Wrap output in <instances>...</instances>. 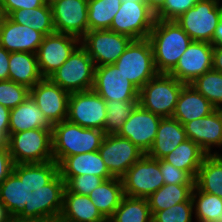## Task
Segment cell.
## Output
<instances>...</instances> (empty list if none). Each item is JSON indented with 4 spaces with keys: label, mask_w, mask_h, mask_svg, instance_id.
Returning <instances> with one entry per match:
<instances>
[{
    "label": "cell",
    "mask_w": 222,
    "mask_h": 222,
    "mask_svg": "<svg viewBox=\"0 0 222 222\" xmlns=\"http://www.w3.org/2000/svg\"><path fill=\"white\" fill-rule=\"evenodd\" d=\"M65 188L54 160L14 164L0 185V201L11 217L20 220H59Z\"/></svg>",
    "instance_id": "obj_1"
},
{
    "label": "cell",
    "mask_w": 222,
    "mask_h": 222,
    "mask_svg": "<svg viewBox=\"0 0 222 222\" xmlns=\"http://www.w3.org/2000/svg\"><path fill=\"white\" fill-rule=\"evenodd\" d=\"M148 40L153 51L155 69L169 74L191 43L188 34L175 20L156 19Z\"/></svg>",
    "instance_id": "obj_2"
},
{
    "label": "cell",
    "mask_w": 222,
    "mask_h": 222,
    "mask_svg": "<svg viewBox=\"0 0 222 222\" xmlns=\"http://www.w3.org/2000/svg\"><path fill=\"white\" fill-rule=\"evenodd\" d=\"M103 130L84 128L67 119L52 127L53 159L59 164L65 157L99 151Z\"/></svg>",
    "instance_id": "obj_3"
},
{
    "label": "cell",
    "mask_w": 222,
    "mask_h": 222,
    "mask_svg": "<svg viewBox=\"0 0 222 222\" xmlns=\"http://www.w3.org/2000/svg\"><path fill=\"white\" fill-rule=\"evenodd\" d=\"M7 146L14 164L43 163L53 159L52 129L9 134Z\"/></svg>",
    "instance_id": "obj_4"
},
{
    "label": "cell",
    "mask_w": 222,
    "mask_h": 222,
    "mask_svg": "<svg viewBox=\"0 0 222 222\" xmlns=\"http://www.w3.org/2000/svg\"><path fill=\"white\" fill-rule=\"evenodd\" d=\"M185 84L167 73H157L139 90V105L161 117H172Z\"/></svg>",
    "instance_id": "obj_5"
},
{
    "label": "cell",
    "mask_w": 222,
    "mask_h": 222,
    "mask_svg": "<svg viewBox=\"0 0 222 222\" xmlns=\"http://www.w3.org/2000/svg\"><path fill=\"white\" fill-rule=\"evenodd\" d=\"M95 68L87 50L80 44L49 79L69 93L91 90Z\"/></svg>",
    "instance_id": "obj_6"
},
{
    "label": "cell",
    "mask_w": 222,
    "mask_h": 222,
    "mask_svg": "<svg viewBox=\"0 0 222 222\" xmlns=\"http://www.w3.org/2000/svg\"><path fill=\"white\" fill-rule=\"evenodd\" d=\"M221 19L222 0H199L194 7L180 15L175 21L192 41L211 43Z\"/></svg>",
    "instance_id": "obj_7"
},
{
    "label": "cell",
    "mask_w": 222,
    "mask_h": 222,
    "mask_svg": "<svg viewBox=\"0 0 222 222\" xmlns=\"http://www.w3.org/2000/svg\"><path fill=\"white\" fill-rule=\"evenodd\" d=\"M114 65L139 90L158 73L148 38L132 40Z\"/></svg>",
    "instance_id": "obj_8"
},
{
    "label": "cell",
    "mask_w": 222,
    "mask_h": 222,
    "mask_svg": "<svg viewBox=\"0 0 222 222\" xmlns=\"http://www.w3.org/2000/svg\"><path fill=\"white\" fill-rule=\"evenodd\" d=\"M124 195L148 198L164 185L160 172V159L145 154L121 177Z\"/></svg>",
    "instance_id": "obj_9"
},
{
    "label": "cell",
    "mask_w": 222,
    "mask_h": 222,
    "mask_svg": "<svg viewBox=\"0 0 222 222\" xmlns=\"http://www.w3.org/2000/svg\"><path fill=\"white\" fill-rule=\"evenodd\" d=\"M156 21L155 14L144 2L125 1L115 14L109 30L133 40L146 39Z\"/></svg>",
    "instance_id": "obj_10"
},
{
    "label": "cell",
    "mask_w": 222,
    "mask_h": 222,
    "mask_svg": "<svg viewBox=\"0 0 222 222\" xmlns=\"http://www.w3.org/2000/svg\"><path fill=\"white\" fill-rule=\"evenodd\" d=\"M129 36L109 29L88 31L81 39L96 67L114 64L130 44Z\"/></svg>",
    "instance_id": "obj_11"
},
{
    "label": "cell",
    "mask_w": 222,
    "mask_h": 222,
    "mask_svg": "<svg viewBox=\"0 0 222 222\" xmlns=\"http://www.w3.org/2000/svg\"><path fill=\"white\" fill-rule=\"evenodd\" d=\"M106 101L93 89L70 93L67 120L84 128L104 131Z\"/></svg>",
    "instance_id": "obj_12"
},
{
    "label": "cell",
    "mask_w": 222,
    "mask_h": 222,
    "mask_svg": "<svg viewBox=\"0 0 222 222\" xmlns=\"http://www.w3.org/2000/svg\"><path fill=\"white\" fill-rule=\"evenodd\" d=\"M99 153L109 173L118 178L145 155L130 140L117 134H105Z\"/></svg>",
    "instance_id": "obj_13"
},
{
    "label": "cell",
    "mask_w": 222,
    "mask_h": 222,
    "mask_svg": "<svg viewBox=\"0 0 222 222\" xmlns=\"http://www.w3.org/2000/svg\"><path fill=\"white\" fill-rule=\"evenodd\" d=\"M81 44L75 36L54 32L44 36L36 56L43 78H49Z\"/></svg>",
    "instance_id": "obj_14"
},
{
    "label": "cell",
    "mask_w": 222,
    "mask_h": 222,
    "mask_svg": "<svg viewBox=\"0 0 222 222\" xmlns=\"http://www.w3.org/2000/svg\"><path fill=\"white\" fill-rule=\"evenodd\" d=\"M55 32L80 40L89 31L88 0H49Z\"/></svg>",
    "instance_id": "obj_15"
},
{
    "label": "cell",
    "mask_w": 222,
    "mask_h": 222,
    "mask_svg": "<svg viewBox=\"0 0 222 222\" xmlns=\"http://www.w3.org/2000/svg\"><path fill=\"white\" fill-rule=\"evenodd\" d=\"M92 89L105 101L139 99V89L114 64L95 68Z\"/></svg>",
    "instance_id": "obj_16"
},
{
    "label": "cell",
    "mask_w": 222,
    "mask_h": 222,
    "mask_svg": "<svg viewBox=\"0 0 222 222\" xmlns=\"http://www.w3.org/2000/svg\"><path fill=\"white\" fill-rule=\"evenodd\" d=\"M213 45L204 41H191L169 73L184 84H191L199 76L212 69Z\"/></svg>",
    "instance_id": "obj_17"
},
{
    "label": "cell",
    "mask_w": 222,
    "mask_h": 222,
    "mask_svg": "<svg viewBox=\"0 0 222 222\" xmlns=\"http://www.w3.org/2000/svg\"><path fill=\"white\" fill-rule=\"evenodd\" d=\"M30 96L52 125L67 119L70 93L49 78H43L30 88Z\"/></svg>",
    "instance_id": "obj_18"
},
{
    "label": "cell",
    "mask_w": 222,
    "mask_h": 222,
    "mask_svg": "<svg viewBox=\"0 0 222 222\" xmlns=\"http://www.w3.org/2000/svg\"><path fill=\"white\" fill-rule=\"evenodd\" d=\"M163 117L143 109L138 105L117 133L118 136L130 140L145 154L151 149Z\"/></svg>",
    "instance_id": "obj_19"
},
{
    "label": "cell",
    "mask_w": 222,
    "mask_h": 222,
    "mask_svg": "<svg viewBox=\"0 0 222 222\" xmlns=\"http://www.w3.org/2000/svg\"><path fill=\"white\" fill-rule=\"evenodd\" d=\"M187 139L197 143L207 155L221 154L212 148L222 147V109L184 124ZM214 151V152H213Z\"/></svg>",
    "instance_id": "obj_20"
},
{
    "label": "cell",
    "mask_w": 222,
    "mask_h": 222,
    "mask_svg": "<svg viewBox=\"0 0 222 222\" xmlns=\"http://www.w3.org/2000/svg\"><path fill=\"white\" fill-rule=\"evenodd\" d=\"M44 35L31 27L11 21L3 16L0 22V46L9 52L37 53Z\"/></svg>",
    "instance_id": "obj_21"
},
{
    "label": "cell",
    "mask_w": 222,
    "mask_h": 222,
    "mask_svg": "<svg viewBox=\"0 0 222 222\" xmlns=\"http://www.w3.org/2000/svg\"><path fill=\"white\" fill-rule=\"evenodd\" d=\"M59 174L67 183L72 177L93 174L103 180L112 178L99 151L81 153L65 157L59 164Z\"/></svg>",
    "instance_id": "obj_22"
},
{
    "label": "cell",
    "mask_w": 222,
    "mask_h": 222,
    "mask_svg": "<svg viewBox=\"0 0 222 222\" xmlns=\"http://www.w3.org/2000/svg\"><path fill=\"white\" fill-rule=\"evenodd\" d=\"M216 108L191 84H185L178 96L172 118L182 125L210 115Z\"/></svg>",
    "instance_id": "obj_23"
},
{
    "label": "cell",
    "mask_w": 222,
    "mask_h": 222,
    "mask_svg": "<svg viewBox=\"0 0 222 222\" xmlns=\"http://www.w3.org/2000/svg\"><path fill=\"white\" fill-rule=\"evenodd\" d=\"M59 222H108L88 195L64 191L63 209Z\"/></svg>",
    "instance_id": "obj_24"
},
{
    "label": "cell",
    "mask_w": 222,
    "mask_h": 222,
    "mask_svg": "<svg viewBox=\"0 0 222 222\" xmlns=\"http://www.w3.org/2000/svg\"><path fill=\"white\" fill-rule=\"evenodd\" d=\"M187 139L184 125L172 117L161 119L155 141L147 153L154 159H162Z\"/></svg>",
    "instance_id": "obj_25"
},
{
    "label": "cell",
    "mask_w": 222,
    "mask_h": 222,
    "mask_svg": "<svg viewBox=\"0 0 222 222\" xmlns=\"http://www.w3.org/2000/svg\"><path fill=\"white\" fill-rule=\"evenodd\" d=\"M53 125L47 120L36 102L29 96L23 103L10 109L9 134L31 129H52Z\"/></svg>",
    "instance_id": "obj_26"
},
{
    "label": "cell",
    "mask_w": 222,
    "mask_h": 222,
    "mask_svg": "<svg viewBox=\"0 0 222 222\" xmlns=\"http://www.w3.org/2000/svg\"><path fill=\"white\" fill-rule=\"evenodd\" d=\"M101 215L108 221L119 207L124 196L121 178L103 180L89 195Z\"/></svg>",
    "instance_id": "obj_27"
},
{
    "label": "cell",
    "mask_w": 222,
    "mask_h": 222,
    "mask_svg": "<svg viewBox=\"0 0 222 222\" xmlns=\"http://www.w3.org/2000/svg\"><path fill=\"white\" fill-rule=\"evenodd\" d=\"M43 79L35 53L10 52L9 80L32 88Z\"/></svg>",
    "instance_id": "obj_28"
},
{
    "label": "cell",
    "mask_w": 222,
    "mask_h": 222,
    "mask_svg": "<svg viewBox=\"0 0 222 222\" xmlns=\"http://www.w3.org/2000/svg\"><path fill=\"white\" fill-rule=\"evenodd\" d=\"M206 156L207 153L197 143L186 139L162 159L174 167L188 172L195 179Z\"/></svg>",
    "instance_id": "obj_29"
},
{
    "label": "cell",
    "mask_w": 222,
    "mask_h": 222,
    "mask_svg": "<svg viewBox=\"0 0 222 222\" xmlns=\"http://www.w3.org/2000/svg\"><path fill=\"white\" fill-rule=\"evenodd\" d=\"M194 186L222 199V154L207 155L194 179Z\"/></svg>",
    "instance_id": "obj_30"
},
{
    "label": "cell",
    "mask_w": 222,
    "mask_h": 222,
    "mask_svg": "<svg viewBox=\"0 0 222 222\" xmlns=\"http://www.w3.org/2000/svg\"><path fill=\"white\" fill-rule=\"evenodd\" d=\"M7 17L15 23L26 25L41 32L44 36L55 32L49 1L41 7L15 10Z\"/></svg>",
    "instance_id": "obj_31"
},
{
    "label": "cell",
    "mask_w": 222,
    "mask_h": 222,
    "mask_svg": "<svg viewBox=\"0 0 222 222\" xmlns=\"http://www.w3.org/2000/svg\"><path fill=\"white\" fill-rule=\"evenodd\" d=\"M193 188L194 185L164 184L147 198L151 214L182 202H192Z\"/></svg>",
    "instance_id": "obj_32"
},
{
    "label": "cell",
    "mask_w": 222,
    "mask_h": 222,
    "mask_svg": "<svg viewBox=\"0 0 222 222\" xmlns=\"http://www.w3.org/2000/svg\"><path fill=\"white\" fill-rule=\"evenodd\" d=\"M108 222H152L147 198L124 195L119 207Z\"/></svg>",
    "instance_id": "obj_33"
},
{
    "label": "cell",
    "mask_w": 222,
    "mask_h": 222,
    "mask_svg": "<svg viewBox=\"0 0 222 222\" xmlns=\"http://www.w3.org/2000/svg\"><path fill=\"white\" fill-rule=\"evenodd\" d=\"M191 199L196 222H220L222 199L219 196L205 193L194 186Z\"/></svg>",
    "instance_id": "obj_34"
},
{
    "label": "cell",
    "mask_w": 222,
    "mask_h": 222,
    "mask_svg": "<svg viewBox=\"0 0 222 222\" xmlns=\"http://www.w3.org/2000/svg\"><path fill=\"white\" fill-rule=\"evenodd\" d=\"M121 0H88V27L91 30L110 29Z\"/></svg>",
    "instance_id": "obj_35"
},
{
    "label": "cell",
    "mask_w": 222,
    "mask_h": 222,
    "mask_svg": "<svg viewBox=\"0 0 222 222\" xmlns=\"http://www.w3.org/2000/svg\"><path fill=\"white\" fill-rule=\"evenodd\" d=\"M139 105L138 100L106 101L105 134H117L133 110Z\"/></svg>",
    "instance_id": "obj_36"
},
{
    "label": "cell",
    "mask_w": 222,
    "mask_h": 222,
    "mask_svg": "<svg viewBox=\"0 0 222 222\" xmlns=\"http://www.w3.org/2000/svg\"><path fill=\"white\" fill-rule=\"evenodd\" d=\"M191 85L202 94L216 109H222V73L211 69Z\"/></svg>",
    "instance_id": "obj_37"
},
{
    "label": "cell",
    "mask_w": 222,
    "mask_h": 222,
    "mask_svg": "<svg viewBox=\"0 0 222 222\" xmlns=\"http://www.w3.org/2000/svg\"><path fill=\"white\" fill-rule=\"evenodd\" d=\"M30 96V89L11 80L0 81V104L13 109Z\"/></svg>",
    "instance_id": "obj_38"
},
{
    "label": "cell",
    "mask_w": 222,
    "mask_h": 222,
    "mask_svg": "<svg viewBox=\"0 0 222 222\" xmlns=\"http://www.w3.org/2000/svg\"><path fill=\"white\" fill-rule=\"evenodd\" d=\"M193 202H182L152 215V222H193Z\"/></svg>",
    "instance_id": "obj_39"
},
{
    "label": "cell",
    "mask_w": 222,
    "mask_h": 222,
    "mask_svg": "<svg viewBox=\"0 0 222 222\" xmlns=\"http://www.w3.org/2000/svg\"><path fill=\"white\" fill-rule=\"evenodd\" d=\"M199 0H165L163 7L155 14L159 20H176L194 7Z\"/></svg>",
    "instance_id": "obj_40"
},
{
    "label": "cell",
    "mask_w": 222,
    "mask_h": 222,
    "mask_svg": "<svg viewBox=\"0 0 222 222\" xmlns=\"http://www.w3.org/2000/svg\"><path fill=\"white\" fill-rule=\"evenodd\" d=\"M160 172L164 184L194 185V178L188 172L174 167L163 159H160Z\"/></svg>",
    "instance_id": "obj_41"
},
{
    "label": "cell",
    "mask_w": 222,
    "mask_h": 222,
    "mask_svg": "<svg viewBox=\"0 0 222 222\" xmlns=\"http://www.w3.org/2000/svg\"><path fill=\"white\" fill-rule=\"evenodd\" d=\"M103 179L93 174H84L72 177L67 183L66 188L70 192L80 195H89Z\"/></svg>",
    "instance_id": "obj_42"
},
{
    "label": "cell",
    "mask_w": 222,
    "mask_h": 222,
    "mask_svg": "<svg viewBox=\"0 0 222 222\" xmlns=\"http://www.w3.org/2000/svg\"><path fill=\"white\" fill-rule=\"evenodd\" d=\"M48 0H0L3 16L19 9H31L43 6Z\"/></svg>",
    "instance_id": "obj_43"
},
{
    "label": "cell",
    "mask_w": 222,
    "mask_h": 222,
    "mask_svg": "<svg viewBox=\"0 0 222 222\" xmlns=\"http://www.w3.org/2000/svg\"><path fill=\"white\" fill-rule=\"evenodd\" d=\"M13 165L8 146L0 148V185L12 172Z\"/></svg>",
    "instance_id": "obj_44"
},
{
    "label": "cell",
    "mask_w": 222,
    "mask_h": 222,
    "mask_svg": "<svg viewBox=\"0 0 222 222\" xmlns=\"http://www.w3.org/2000/svg\"><path fill=\"white\" fill-rule=\"evenodd\" d=\"M10 52L0 46V81L9 79Z\"/></svg>",
    "instance_id": "obj_45"
},
{
    "label": "cell",
    "mask_w": 222,
    "mask_h": 222,
    "mask_svg": "<svg viewBox=\"0 0 222 222\" xmlns=\"http://www.w3.org/2000/svg\"><path fill=\"white\" fill-rule=\"evenodd\" d=\"M10 109L0 104V134L6 139L9 137Z\"/></svg>",
    "instance_id": "obj_46"
},
{
    "label": "cell",
    "mask_w": 222,
    "mask_h": 222,
    "mask_svg": "<svg viewBox=\"0 0 222 222\" xmlns=\"http://www.w3.org/2000/svg\"><path fill=\"white\" fill-rule=\"evenodd\" d=\"M212 69L222 73V45H213Z\"/></svg>",
    "instance_id": "obj_47"
},
{
    "label": "cell",
    "mask_w": 222,
    "mask_h": 222,
    "mask_svg": "<svg viewBox=\"0 0 222 222\" xmlns=\"http://www.w3.org/2000/svg\"><path fill=\"white\" fill-rule=\"evenodd\" d=\"M144 3L148 4L150 10L156 14L165 3V0H143Z\"/></svg>",
    "instance_id": "obj_48"
},
{
    "label": "cell",
    "mask_w": 222,
    "mask_h": 222,
    "mask_svg": "<svg viewBox=\"0 0 222 222\" xmlns=\"http://www.w3.org/2000/svg\"><path fill=\"white\" fill-rule=\"evenodd\" d=\"M212 45H222V19L219 21L213 39L211 42Z\"/></svg>",
    "instance_id": "obj_49"
},
{
    "label": "cell",
    "mask_w": 222,
    "mask_h": 222,
    "mask_svg": "<svg viewBox=\"0 0 222 222\" xmlns=\"http://www.w3.org/2000/svg\"><path fill=\"white\" fill-rule=\"evenodd\" d=\"M11 218L5 205L0 201V222H8Z\"/></svg>",
    "instance_id": "obj_50"
},
{
    "label": "cell",
    "mask_w": 222,
    "mask_h": 222,
    "mask_svg": "<svg viewBox=\"0 0 222 222\" xmlns=\"http://www.w3.org/2000/svg\"><path fill=\"white\" fill-rule=\"evenodd\" d=\"M8 222H59L58 220L53 219H44V220H20L15 217H12Z\"/></svg>",
    "instance_id": "obj_51"
},
{
    "label": "cell",
    "mask_w": 222,
    "mask_h": 222,
    "mask_svg": "<svg viewBox=\"0 0 222 222\" xmlns=\"http://www.w3.org/2000/svg\"><path fill=\"white\" fill-rule=\"evenodd\" d=\"M7 145V139L0 134V148H4Z\"/></svg>",
    "instance_id": "obj_52"
},
{
    "label": "cell",
    "mask_w": 222,
    "mask_h": 222,
    "mask_svg": "<svg viewBox=\"0 0 222 222\" xmlns=\"http://www.w3.org/2000/svg\"><path fill=\"white\" fill-rule=\"evenodd\" d=\"M125 1L143 2V0H121V3H125Z\"/></svg>",
    "instance_id": "obj_53"
},
{
    "label": "cell",
    "mask_w": 222,
    "mask_h": 222,
    "mask_svg": "<svg viewBox=\"0 0 222 222\" xmlns=\"http://www.w3.org/2000/svg\"><path fill=\"white\" fill-rule=\"evenodd\" d=\"M2 18H3V13H2V10H1V6H0V22H1Z\"/></svg>",
    "instance_id": "obj_54"
}]
</instances>
